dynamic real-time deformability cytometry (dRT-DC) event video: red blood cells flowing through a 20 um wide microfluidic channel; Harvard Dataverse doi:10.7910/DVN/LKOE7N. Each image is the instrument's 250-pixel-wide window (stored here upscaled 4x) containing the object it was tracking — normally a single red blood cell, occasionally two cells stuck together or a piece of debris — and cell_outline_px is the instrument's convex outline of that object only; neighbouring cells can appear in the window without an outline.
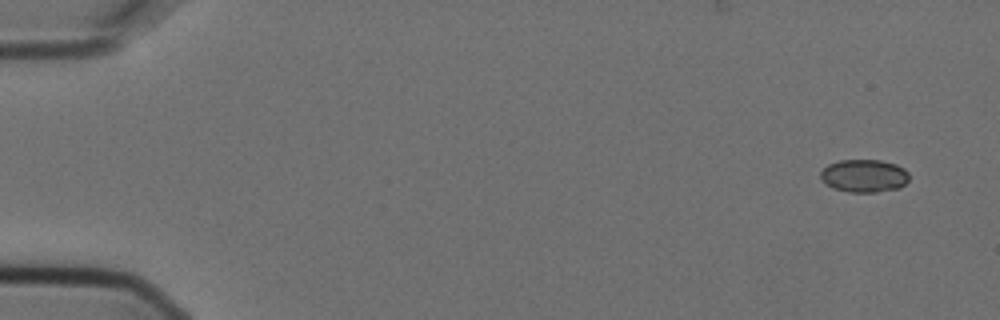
{"species": "Egyptian fruit bat (a non-hibernating species)", "species_latin": "Rousettus aegyptiacus", "temperature_condition": "cold", "stored_images_in_passage": 5, "camera_frame_rate_fps": 3000, "um_per_image_px": 0.085, "animal": {"sex": "female"}, "frame": {"image": 1, "passage_image": 1, "time_ms": 0.0, "image_size_px": [1000, 320], "cell_outline_px": [[908, 180], [900, 188], [876, 192], [848, 192], [832, 188], [824, 184], [820, 180], [820, 172], [828, 164], [840, 160], [880, 160], [896, 164], [904, 168], [908, 172]], "centroid_in_image_um": [73.42, 14.95], "position_along_channel_um": 11.6, "area_um2": 17.17}}